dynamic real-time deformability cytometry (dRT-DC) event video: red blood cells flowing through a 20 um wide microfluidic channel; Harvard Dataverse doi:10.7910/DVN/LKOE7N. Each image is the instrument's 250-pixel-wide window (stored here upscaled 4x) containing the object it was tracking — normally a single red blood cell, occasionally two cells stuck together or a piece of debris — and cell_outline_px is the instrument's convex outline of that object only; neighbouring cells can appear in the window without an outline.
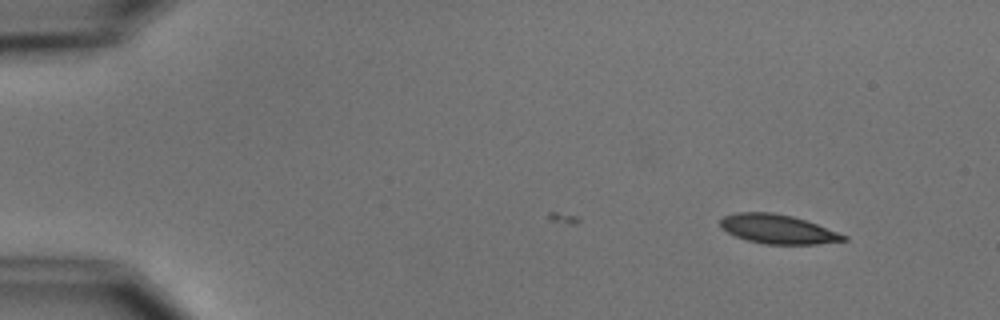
{"species": "common noctule bat (a hibernating species)", "species_latin": "Nyctalus noctula", "temperature_condition": "cold", "stored_images_in_passage": 3, "camera_frame_rate_fps": 3000, "um_per_image_px": 0.085, "animal": {"sex": "male", "body_mass_g": 15.6}, "frame": {"image": 1, "passage_image": 3, "time_ms": 2.333, "image_size_px": [1000, 320], "cell_outline_px": [[848, 240], [816, 244], [764, 244], [748, 240], [736, 236], [720, 228], [720, 220], [724, 216], [736, 212], [772, 212], [792, 216], [816, 224], [848, 236]], "centroid_in_image_um": [66.09, 19.47], "position_along_channel_um": 18.9, "area_um2": 20.81}}